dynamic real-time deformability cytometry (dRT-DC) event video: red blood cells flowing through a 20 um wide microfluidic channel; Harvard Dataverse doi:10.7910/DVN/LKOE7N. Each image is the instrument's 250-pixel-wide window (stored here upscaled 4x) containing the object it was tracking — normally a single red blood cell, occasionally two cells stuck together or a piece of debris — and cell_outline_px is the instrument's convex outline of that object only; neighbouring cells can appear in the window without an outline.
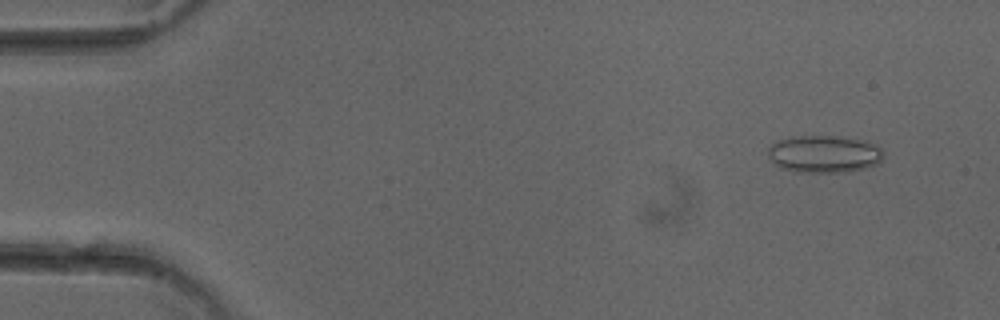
{"species": "common noctule bat (a hibernating species)", "species_latin": "Nyctalus noctula", "temperature_condition": "cold", "stored_images_in_passage": 48, "camera_frame_rate_fps": 3000, "um_per_image_px": 0.085, "animal": {"sex": "female"}, "frame": {"image": 1, "passage_image": 2, "time_ms": 0.333, "image_size_px": [1000, 320], "cell_outline_px": [[884, 152], [880, 164], [848, 172], [792, 172], [780, 168], [768, 156], [768, 148], [776, 140], [800, 136], [836, 136], [864, 140], [876, 144]], "centroid_in_image_um": [70.07, 13.1], "position_along_channel_um": 14.9, "area_um2": 25.37}}
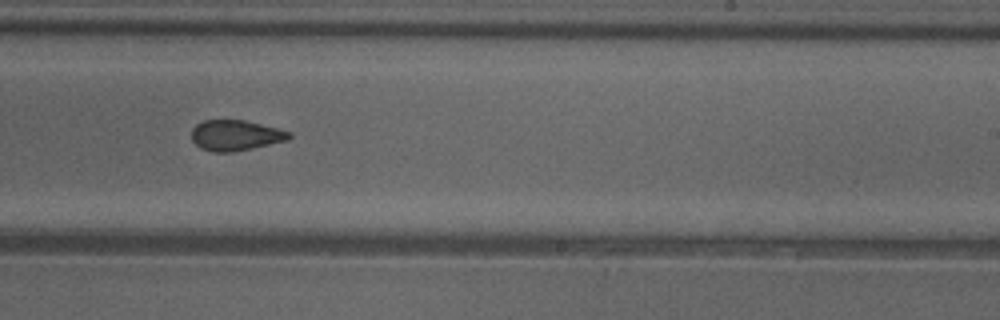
{"frame": {"image": 2, "passage_image": 29, "time_ms": 9.333, "image_size_px": [1000, 320], "cell_outline_px": [[292, 136], [288, 140], [252, 148], [232, 152], [212, 152], [200, 148], [192, 140], [192, 128], [196, 124], [204, 120], [244, 120], [292, 132]], "centroid_in_image_um": [20.01, 11.51], "position_along_channel_um": 269.0, "area_um2": 17.34}}
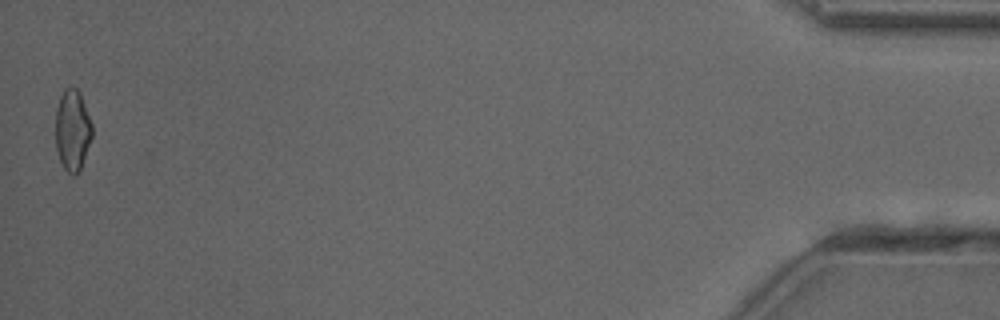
{"frame": {"image": 3, "passage_image": 48, "time_ms": 15.667, "image_size_px": [1000, 320], "cell_outline_px": [[92, 136], [80, 168], [76, 176], [72, 176], [64, 168], [60, 160], [56, 148], [56, 108], [60, 96], [64, 88], [76, 88], [80, 92], [92, 124]], "centroid_in_image_um": [6.15, 11.05], "position_along_channel_um": 429.0, "area_um2": 17.17}, "authors_computed_cell_mechanics": {"area_um2": 18.0336, "velocity_mm_per_s": 4.0598, "shape_relaxation_time_tau1_ms": null, "shape_relaxation_time_tau2_ms": 2.0493, "deformation_change_tau1": null, "deformation_change_tau2": 0.0883}}